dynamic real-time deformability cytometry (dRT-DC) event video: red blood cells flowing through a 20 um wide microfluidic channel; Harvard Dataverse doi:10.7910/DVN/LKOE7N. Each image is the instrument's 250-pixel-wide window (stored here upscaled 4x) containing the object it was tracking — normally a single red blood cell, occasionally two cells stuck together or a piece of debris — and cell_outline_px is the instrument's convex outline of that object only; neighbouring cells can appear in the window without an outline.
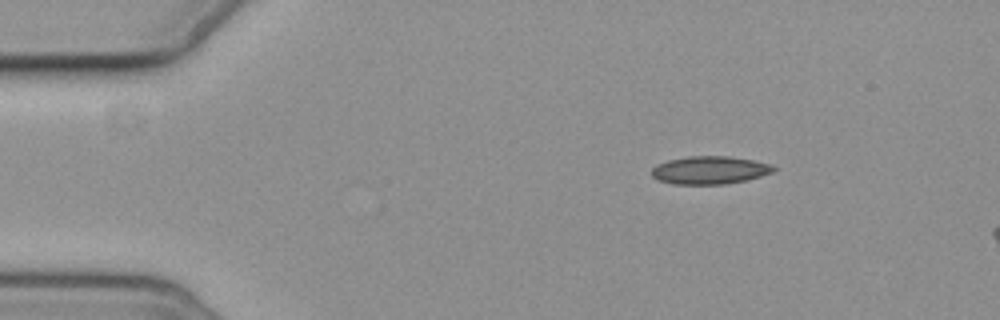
{"species": "common noctule bat (a hibernating species)", "species_latin": "Nyctalus noctula", "temperature_condition": "cold", "stored_images_in_passage": 4, "camera_frame_rate_fps": 3000, "um_per_image_px": 0.085, "animal": {"sex": "female", "body_mass_g": 19.3, "forearm_length_mm": 54.1}, "frame": {"image": 1, "passage_image": 1, "time_ms": 0.0, "image_size_px": [1000, 320], "cell_outline_px": [[776, 168], [772, 172], [760, 176], [744, 180], [724, 184], [672, 184], [656, 180], [652, 176], [652, 168], [656, 164], [668, 160], [688, 156], [728, 156], [752, 160], [772, 164]], "centroid_in_image_um": [60.28, 14.46], "position_along_channel_um": 24.7, "area_um2": 19.83}}